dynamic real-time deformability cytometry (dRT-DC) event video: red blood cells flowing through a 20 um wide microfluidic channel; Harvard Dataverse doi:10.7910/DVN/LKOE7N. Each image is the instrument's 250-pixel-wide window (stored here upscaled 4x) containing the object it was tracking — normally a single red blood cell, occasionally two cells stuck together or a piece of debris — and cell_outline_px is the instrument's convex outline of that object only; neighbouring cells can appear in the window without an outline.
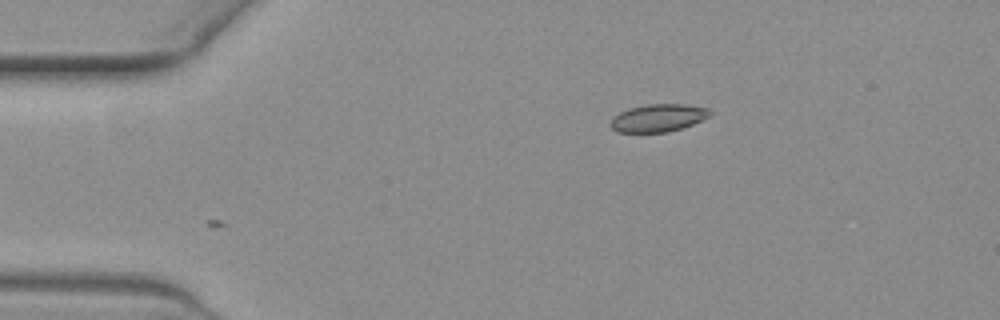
{"species": "common noctule bat (a hibernating species)", "species_latin": "Nyctalus noctula", "temperature_condition": "warm", "stored_images_in_passage": 2, "camera_frame_rate_fps": 3000, "um_per_image_px": 0.085, "animal": {"sex": "female", "body_mass_g": 19.3, "forearm_length_mm": 54.1}, "frame": {"image": 1, "passage_image": 2, "time_ms": 0.333, "image_size_px": [1000, 320], "cell_outline_px": [[712, 116], [692, 124], [668, 132], [616, 132], [608, 124], [612, 116], [628, 108], [648, 104], [684, 104], [708, 108], [712, 112]], "centroid_in_image_um": [55.92, 10.02], "position_along_channel_um": 29.1, "area_um2": 16.18}}